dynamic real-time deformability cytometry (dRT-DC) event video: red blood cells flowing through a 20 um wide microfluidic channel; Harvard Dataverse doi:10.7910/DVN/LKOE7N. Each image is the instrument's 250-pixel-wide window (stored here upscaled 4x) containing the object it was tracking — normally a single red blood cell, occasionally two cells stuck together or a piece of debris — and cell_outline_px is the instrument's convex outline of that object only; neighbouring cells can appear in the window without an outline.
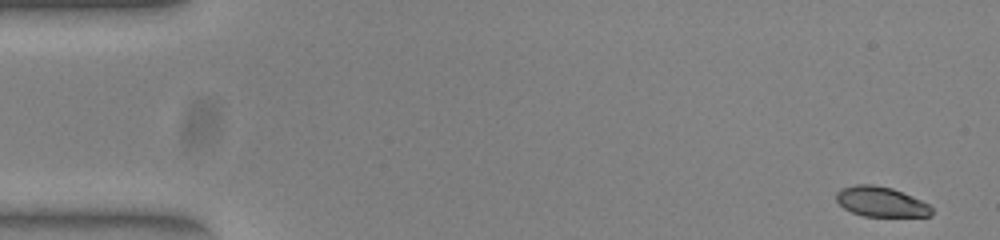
{"species": "common noctule bat (a hibernating species)", "species_latin": "Nyctalus noctula", "temperature_condition": "warm", "stored_images_in_passage": 51, "camera_frame_rate_fps": 3000, "um_per_image_px": 0.085, "animal": {"sex": "female", "body_mass_g": 23.0, "forearm_length_mm": 53.4}, "frame": {"image": 1, "passage_image": 1, "time_ms": 0.0, "image_size_px": [1000, 240], "cell_outline_px": [[932, 216], [864, 216], [852, 212], [844, 208], [836, 200], [836, 192], [840, 188], [856, 184], [872, 184], [892, 188], [912, 196], [928, 204], [932, 208]], "centroid_in_image_um": [74.86, 17.14], "position_along_channel_um": 10.1, "area_um2": 16.65}}
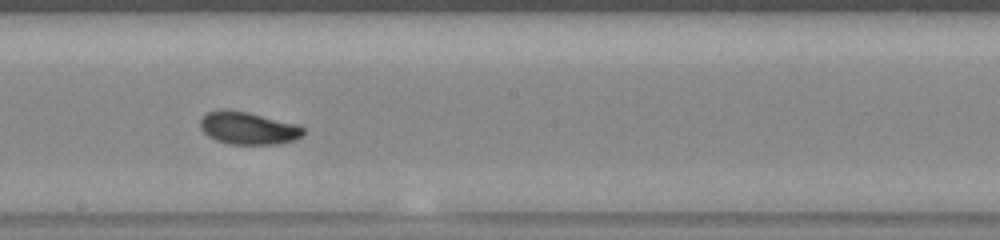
{"frame": {"image": 2, "passage_image": 28, "time_ms": 9.0, "image_size_px": [1000, 240], "cell_outline_px": [[304, 136], [296, 140], [276, 144], [228, 144], [216, 140], [208, 136], [200, 128], [200, 120], [208, 112], [220, 108], [224, 108], [248, 112], [300, 124], [304, 128]], "centroid_in_image_um": [21.13, 10.88], "position_along_channel_um": 227.1, "area_um2": 19.94}}
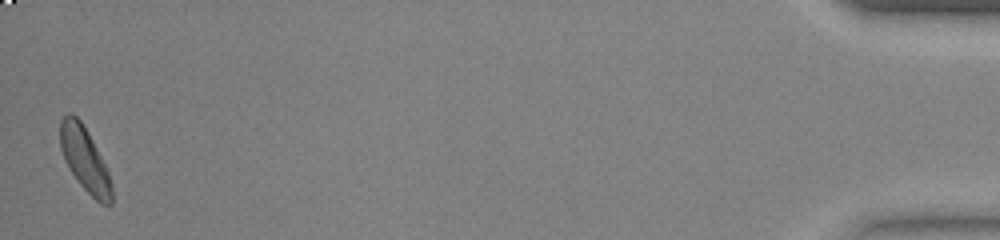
{"frame": {"image": 3, "passage_image": 51, "time_ms": 16.667, "image_size_px": [1000, 240], "cell_outline_px": [[112, 204], [100, 204], [80, 184], [64, 160], [60, 148], [60, 120], [68, 112], [72, 112], [80, 120], [92, 140], [108, 172], [112, 184]], "centroid_in_image_um": [7.19, 13.53], "position_along_channel_um": 428.0, "area_um2": 18.96}, "authors_computed_cell_mechanics": {"area_um2": 19.074, "velocity_mm_per_s": 3.886, "shape_relaxation_time_tau1_ms": 3.5021, "shape_relaxation_time_tau2_ms": 4.397, "deformation_change_tau1": 0.1155, "deformation_change_tau2": 0.0926}}